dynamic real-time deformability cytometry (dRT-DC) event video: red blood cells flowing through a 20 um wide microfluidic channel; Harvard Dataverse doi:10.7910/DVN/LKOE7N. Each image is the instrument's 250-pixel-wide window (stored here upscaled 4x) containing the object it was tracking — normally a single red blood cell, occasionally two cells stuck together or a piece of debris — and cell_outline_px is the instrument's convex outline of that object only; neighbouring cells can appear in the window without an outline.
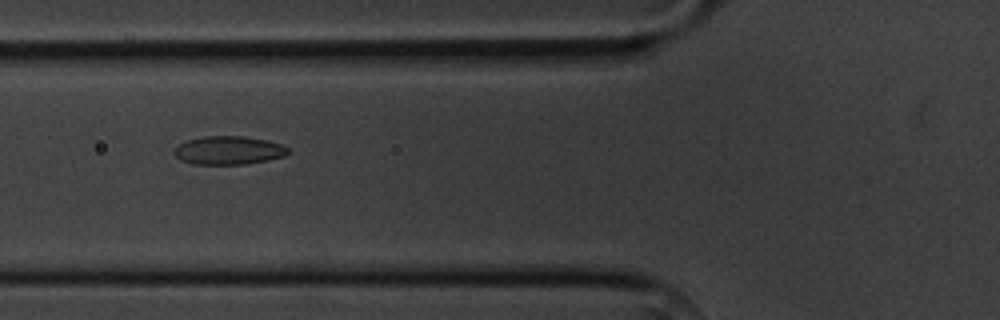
{"species": "common noctule bat (a hibernating species)", "species_latin": "Nyctalus noctula", "temperature_condition": "cold", "stored_images_in_passage": 15, "segment_of_instrument_passage": [1, 2], "camera_frame_rate_fps": 3000, "um_per_image_px": 0.085, "animal": {"sex": "male", "body_mass_g": 20.1, "forearm_length_mm": 53.5}, "frame": {"image": 1, "passage_image": 5, "time_ms": 5.667, "image_size_px": [1000, 320], "cell_outline_px": [[288, 152], [284, 156], [268, 160], [244, 164], [192, 164], [180, 160], [172, 152], [180, 144], [188, 140], [204, 136], [244, 136], [264, 140], [280, 144], [288, 148]], "centroid_in_image_um": [19.4, 12.78], "position_along_channel_um": 106.4, "area_um2": 18.67}}
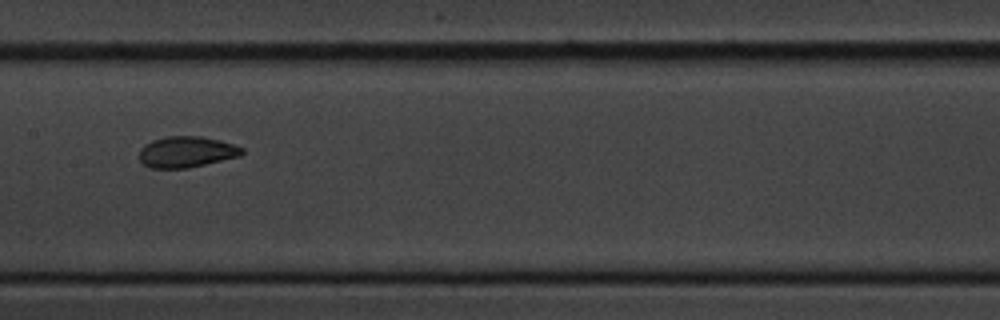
{"frame": {"image": 2, "passage_image": 7, "time_ms": 8.0, "image_size_px": [1000, 320], "cell_outline_px": [[244, 152], [240, 156], [188, 168], [152, 168], [144, 164], [140, 160], [140, 148], [144, 144], [152, 140], [164, 136], [204, 136], [220, 140], [244, 148]], "centroid_in_image_um": [15.85, 12.9], "position_along_channel_um": 191.5, "area_um2": 18.67}}
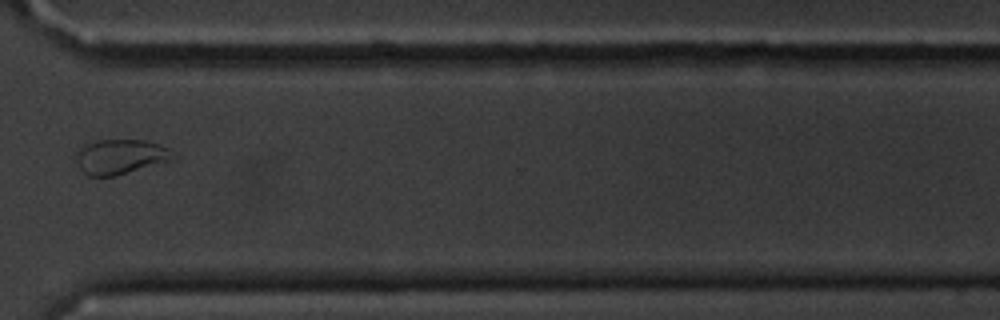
{"frame": {"image": 3, "passage_image": 11, "time_ms": 12.667, "image_size_px": [1000, 320], "cell_outline_px": [[172, 160], [112, 176], [88, 176], [80, 168], [76, 160], [84, 144], [100, 140], [144, 140], [168, 148]], "centroid_in_image_um": [10.2, 13.32], "position_along_channel_um": 360.4, "area_um2": 18.9}}